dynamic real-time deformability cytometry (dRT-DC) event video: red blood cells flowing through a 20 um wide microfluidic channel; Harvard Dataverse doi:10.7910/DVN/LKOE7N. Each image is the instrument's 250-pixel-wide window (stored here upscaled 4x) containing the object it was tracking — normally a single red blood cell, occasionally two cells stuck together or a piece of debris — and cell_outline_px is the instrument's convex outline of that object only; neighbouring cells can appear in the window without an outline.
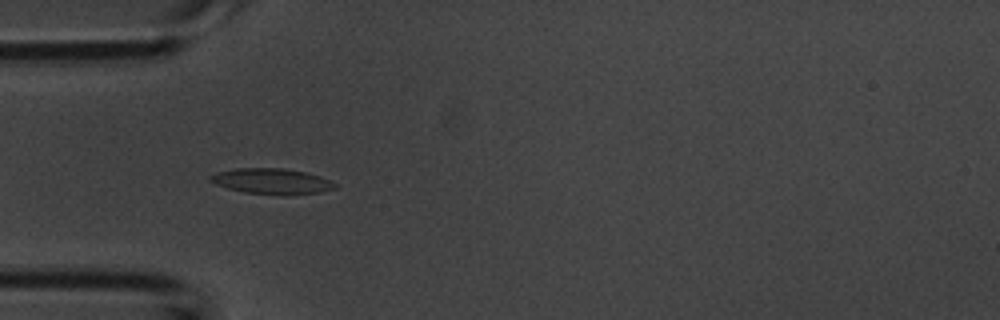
{"species": "common noctule bat (a hibernating species)", "species_latin": "Nyctalus noctula", "temperature_condition": "room temperature", "stored_images_in_passage": 52, "camera_frame_rate_fps": 3000, "um_per_image_px": 0.085, "animal": {"sex": "male", "body_mass_g": 20.1, "forearm_length_mm": 53.5}, "frame": {"image": 1, "passage_image": 15, "time_ms": 4.667, "image_size_px": [1000, 320], "cell_outline_px": [[340, 184], [336, 188], [320, 192], [284, 196], [280, 196], [244, 192], [228, 188], [216, 184], [208, 180], [208, 176], [216, 172], [236, 168], [284, 168], [304, 172], [320, 176]], "centroid_in_image_um": [23.12, 15.42], "position_along_channel_um": 61.9, "area_um2": 18.96}}
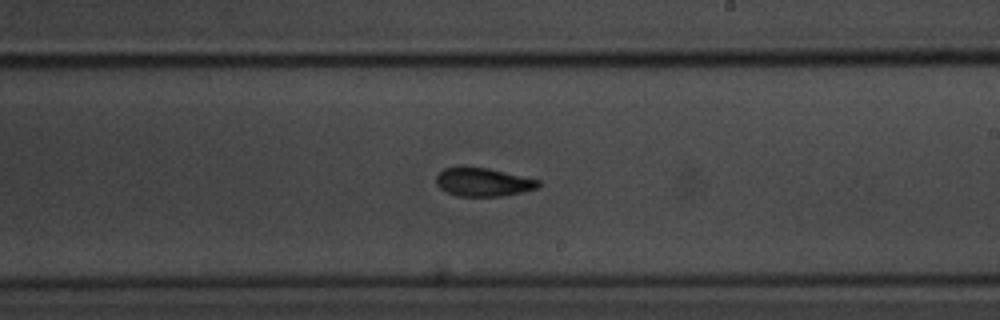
{"frame": {"image": 2, "passage_image": 30, "time_ms": 9.667, "image_size_px": [1000, 320], "cell_outline_px": [[540, 188], [500, 196], [456, 196], [440, 188], [436, 184], [436, 176], [444, 168], [464, 164], [488, 168], [540, 180]], "centroid_in_image_um": [41.03, 15.44], "position_along_channel_um": 248.0, "area_um2": 17.28}}
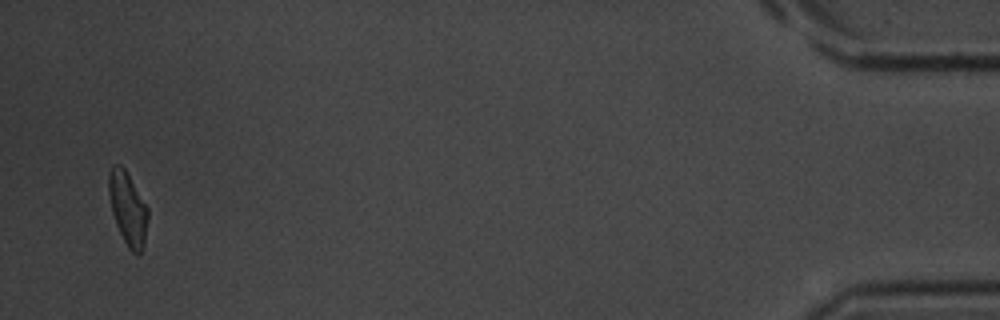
{"frame": {"image": 3, "passage_image": 51, "time_ms": 16.667, "image_size_px": [1000, 320], "cell_outline_px": [[148, 220], [144, 248], [140, 256], [132, 252], [128, 248], [116, 224], [112, 212], [108, 192], [108, 176], [112, 164], [120, 164], [124, 168], [148, 208]], "centroid_in_image_um": [10.87, 17.76], "position_along_channel_um": 424.3, "area_um2": 16.76}, "authors_computed_cell_mechanics": {"area_um2": 17.5712, "velocity_mm_per_s": 3.738, "shape_relaxation_time_tau1_ms": 2.814, "shape_relaxation_time_tau2_ms": 2.7014, "deformation_change_tau1": 0.1149, "deformation_change_tau2": 0.0768}}